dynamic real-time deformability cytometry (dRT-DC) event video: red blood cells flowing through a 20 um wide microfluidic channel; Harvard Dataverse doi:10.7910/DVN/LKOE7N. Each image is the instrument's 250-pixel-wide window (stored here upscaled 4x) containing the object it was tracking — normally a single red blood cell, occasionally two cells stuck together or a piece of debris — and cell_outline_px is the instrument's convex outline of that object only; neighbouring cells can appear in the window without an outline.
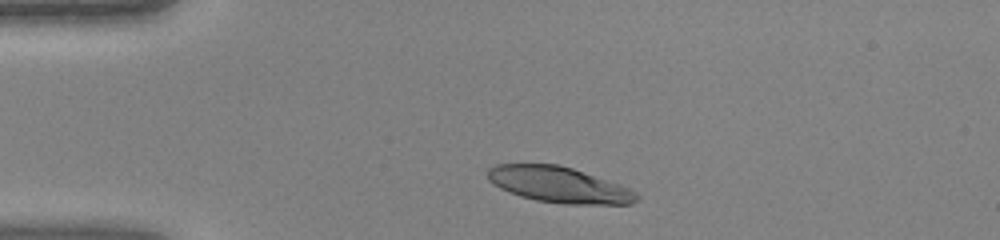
{"species": "human", "species_latin": "Homo sapiens", "temperature_condition": "warm", "stored_images_in_passage": 36, "camera_frame_rate_fps": 3000, "um_per_image_px": 0.085, "donor": {"sex": "female"}, "frame": {"image": 1, "passage_image": 1, "time_ms": 0.0, "image_size_px": [1000, 240], "cell_outline_px": [[640, 196], [632, 204], [564, 204], [536, 200], [520, 196], [500, 188], [492, 184], [488, 180], [488, 168], [496, 164], [560, 164], [620, 184], [636, 192]], "centroid_in_image_um": [47.5, 15.7], "position_along_channel_um": 37.5, "area_um2": 31.1}}
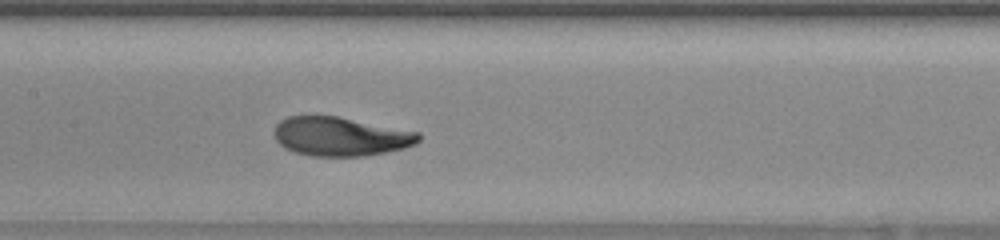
{"frame": {"image": 2, "passage_image": 13, "time_ms": 4.0, "image_size_px": [1000, 240], "cell_outline_px": [[420, 140], [416, 144], [404, 148], [364, 156], [312, 156], [296, 152], [284, 148], [276, 140], [272, 132], [276, 124], [280, 120], [288, 116], [312, 112], [336, 116], [420, 132]], "centroid_in_image_um": [28.87, 11.56], "position_along_channel_um": 178.5, "area_um2": 33.52}}
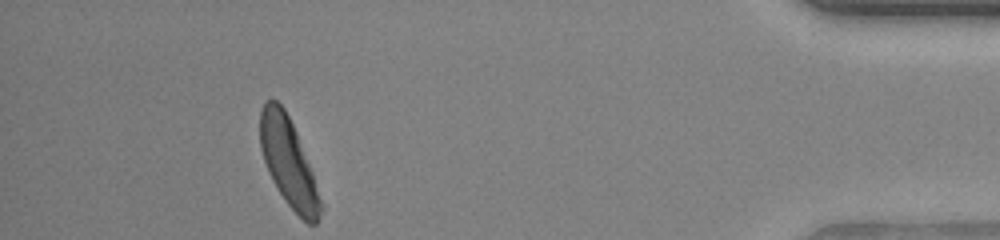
{"frame": {"image": 3, "passage_image": 32, "time_ms": 10.333, "image_size_px": [1000, 240], "cell_outline_px": [[324, 208], [316, 224], [308, 224], [284, 200], [276, 188], [268, 172], [260, 148], [260, 112], [264, 100], [276, 100], [284, 108], [296, 132], [312, 172], [324, 204]], "centroid_in_image_um": [24.53, 13.84], "position_along_channel_um": 410.7, "area_um2": 31.04}}